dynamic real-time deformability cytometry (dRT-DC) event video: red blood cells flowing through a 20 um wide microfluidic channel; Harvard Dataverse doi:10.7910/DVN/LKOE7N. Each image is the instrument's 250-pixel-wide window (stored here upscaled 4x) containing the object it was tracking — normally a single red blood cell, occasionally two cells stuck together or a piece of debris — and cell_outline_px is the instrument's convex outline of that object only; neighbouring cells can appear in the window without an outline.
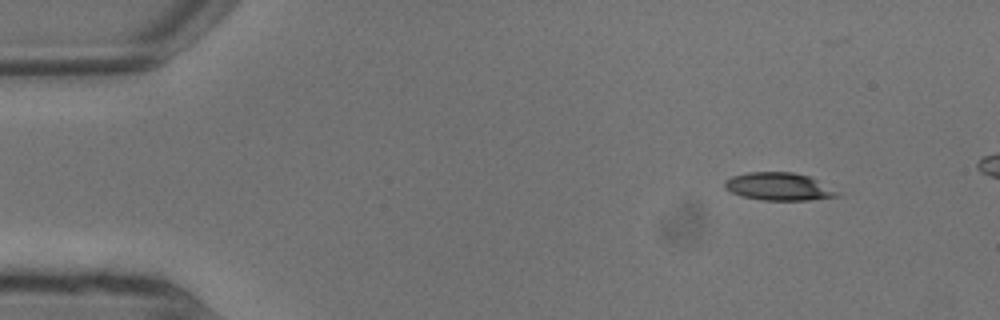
{"species": "common noctule bat (a hibernating species)", "species_latin": "Nyctalus noctula", "temperature_condition": "warm", "stored_images_in_passage": 8, "camera_frame_rate_fps": 3000, "um_per_image_px": 0.085, "animal": {"sex": "male", "body_mass_g": 13.3}, "frame": {"image": 1, "passage_image": 1, "time_ms": 0.0, "image_size_px": [1000, 320], "cell_outline_px": [[844, 192], [840, 196], [808, 200], [760, 200], [740, 196], [724, 188], [724, 180], [732, 176], [748, 172], [792, 172], [808, 176]], "centroid_in_image_um": [66.23, 15.86], "position_along_channel_um": 18.8, "area_um2": 18.5}}
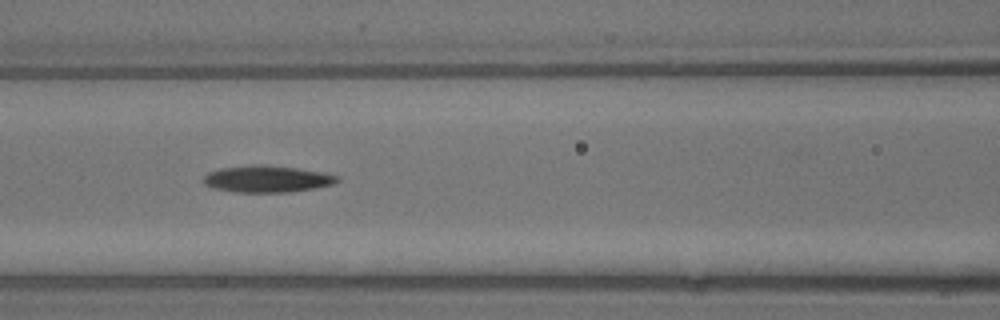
{"frame": {"image": 2, "passage_image": 7, "time_ms": 2.0, "image_size_px": [1000, 320], "cell_outline_px": [[340, 180], [332, 184], [316, 188], [292, 192], [236, 192], [216, 188], [204, 184], [200, 180], [208, 172], [220, 168], [256, 164], [260, 164], [296, 168], [324, 172], [340, 176]], "centroid_in_image_um": [22.71, 15.21], "position_along_channel_um": 143.9, "area_um2": 20.98}}
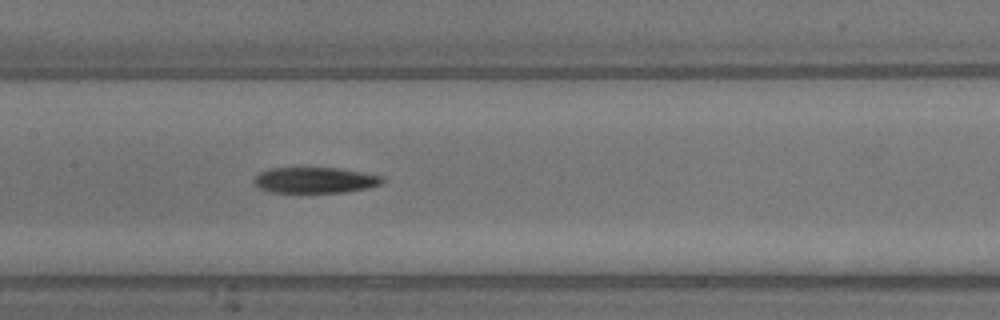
{"frame": {"image": 3, "passage_image": 8, "time_ms": 2.333, "image_size_px": [1000, 320], "cell_outline_px": [[384, 180], [380, 184], [368, 188], [344, 192], [272, 192], [260, 188], [252, 184], [252, 180], [260, 172], [268, 168], [300, 164], [304, 164], [340, 168], [384, 176]], "centroid_in_image_um": [26.71, 15.24], "position_along_channel_um": 180.7, "area_um2": 20.46}}